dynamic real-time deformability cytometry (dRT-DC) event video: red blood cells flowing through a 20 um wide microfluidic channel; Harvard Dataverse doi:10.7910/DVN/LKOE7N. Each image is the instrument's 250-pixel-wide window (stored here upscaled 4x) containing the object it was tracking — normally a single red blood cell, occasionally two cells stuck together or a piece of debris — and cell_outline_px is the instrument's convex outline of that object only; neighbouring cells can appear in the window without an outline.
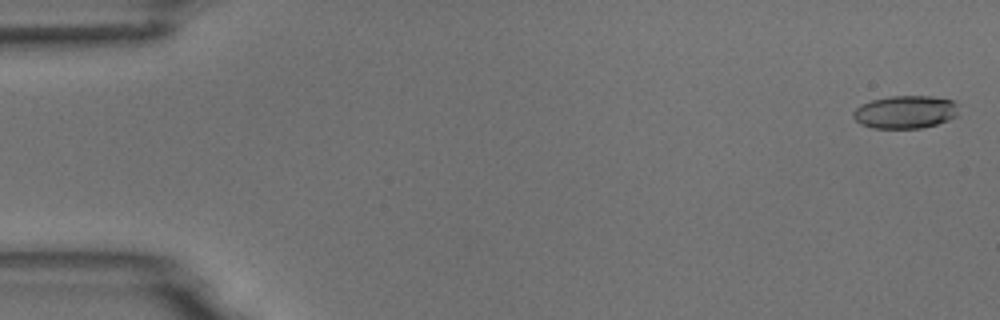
{"species": "common noctule bat (a hibernating species)", "species_latin": "Nyctalus noctula", "temperature_condition": "room temperature", "stored_images_in_passage": 5, "camera_frame_rate_fps": 3000, "um_per_image_px": 0.085, "animal": {"sex": "male", "body_mass_g": 18.8}, "frame": {"image": 1, "passage_image": 1, "time_ms": 0.0, "image_size_px": [1000, 320], "cell_outline_px": [[960, 116], [936, 124], [920, 128], [872, 128], [860, 124], [852, 116], [852, 112], [860, 104], [872, 100], [892, 96], [932, 96], [952, 100], [960, 104]], "centroid_in_image_um": [77.01, 9.52], "position_along_channel_um": 8.0, "area_um2": 20.58}}
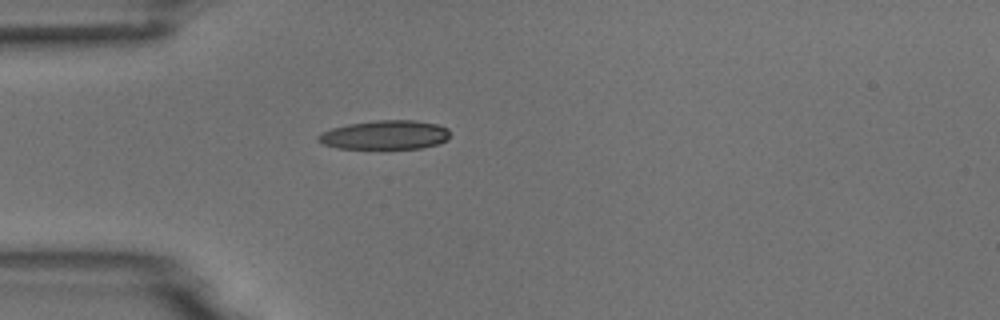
{"frame": {"image": 2, "passage_image": 5, "time_ms": 4.667, "image_size_px": [1000, 320], "cell_outline_px": [[448, 140], [440, 144], [420, 148], [336, 148], [324, 144], [316, 140], [316, 136], [320, 132], [332, 128], [348, 124], [376, 120], [416, 120], [436, 124], [448, 128]], "centroid_in_image_um": [32.71, 11.46], "position_along_channel_um": 52.3, "area_um2": 22.37}}